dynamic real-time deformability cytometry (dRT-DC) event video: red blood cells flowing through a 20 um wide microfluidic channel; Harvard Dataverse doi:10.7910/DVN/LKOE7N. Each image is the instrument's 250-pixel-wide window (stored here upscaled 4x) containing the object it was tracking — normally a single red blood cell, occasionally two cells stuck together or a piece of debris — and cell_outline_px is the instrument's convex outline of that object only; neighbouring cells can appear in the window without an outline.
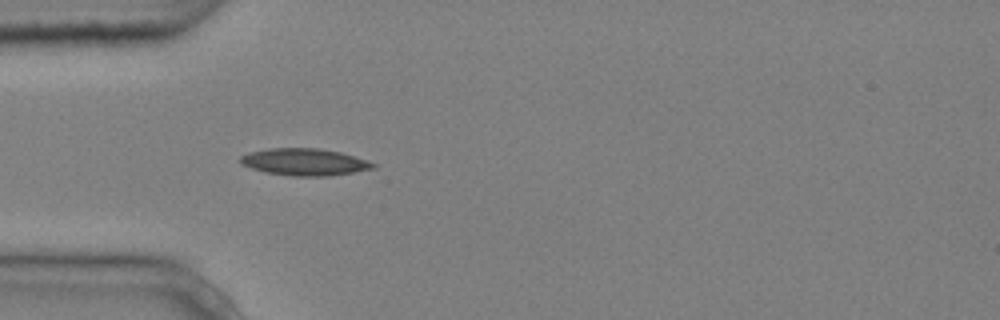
{"species": "common noctule bat (a hibernating species)", "species_latin": "Nyctalus noctula", "temperature_condition": "cold", "stored_images_in_passage": 3, "camera_frame_rate_fps": 3000, "um_per_image_px": 0.085, "animal": {"sex": "male", "body_mass_g": 20.4}, "frame": {"image": 1, "passage_image": 3, "time_ms": 0.667, "image_size_px": [1000, 320], "cell_outline_px": [[376, 168], [328, 176], [292, 176], [264, 172], [240, 164], [240, 156], [248, 152], [268, 148], [316, 148], [340, 152], [376, 164]], "centroid_in_image_um": [25.82, 13.77], "position_along_channel_um": 59.2, "area_um2": 20.75}}